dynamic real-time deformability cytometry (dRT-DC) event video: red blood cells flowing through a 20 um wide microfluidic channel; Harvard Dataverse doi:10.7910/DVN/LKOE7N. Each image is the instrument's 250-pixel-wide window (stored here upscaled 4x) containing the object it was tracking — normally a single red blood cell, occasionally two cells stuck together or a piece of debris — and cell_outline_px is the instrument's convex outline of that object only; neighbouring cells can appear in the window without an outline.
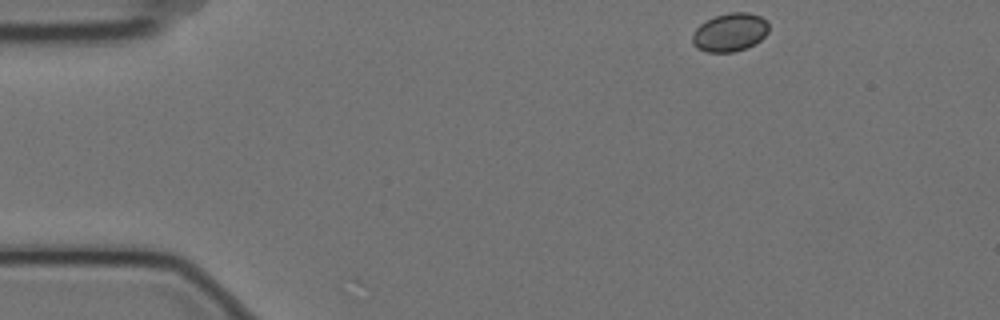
{"species": "Egyptian fruit bat (a non-hibernating species)", "species_latin": "Rousettus aegyptiacus", "temperature_condition": "cold", "stored_images_in_passage": 6, "camera_frame_rate_fps": 3000, "um_per_image_px": 0.085, "animal": {"sex": "female"}, "frame": {"image": 1, "passage_image": 1, "time_ms": 0.0, "image_size_px": [1000, 320], "cell_outline_px": [[768, 32], [760, 40], [744, 48], [732, 52], [708, 52], [696, 48], [692, 44], [692, 36], [696, 28], [700, 24], [716, 16], [728, 12], [748, 12], [760, 16], [768, 20]], "centroid_in_image_um": [62.04, 2.73], "position_along_channel_um": 23.0, "area_um2": 16.99}}
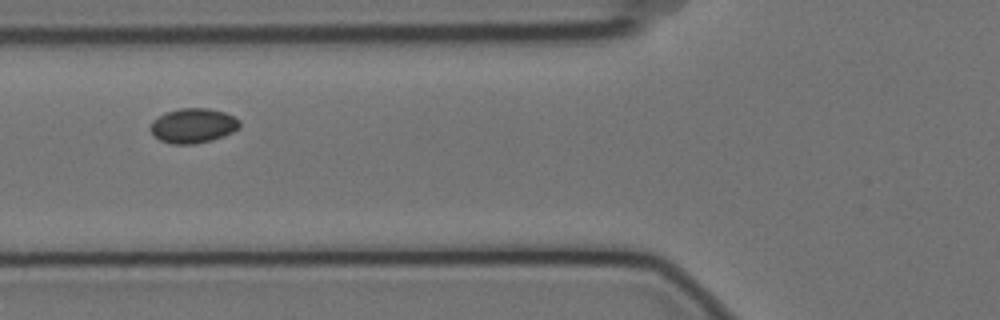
{"frame": {"image": 2, "passage_image": 5, "time_ms": 1.333, "image_size_px": [1000, 320], "cell_outline_px": [[240, 128], [224, 136], [212, 140], [192, 144], [172, 144], [160, 140], [152, 136], [148, 128], [152, 120], [164, 112], [180, 108], [208, 108], [224, 112], [240, 120]], "centroid_in_image_um": [16.37, 10.68], "position_along_channel_um": 109.4, "area_um2": 18.32}}
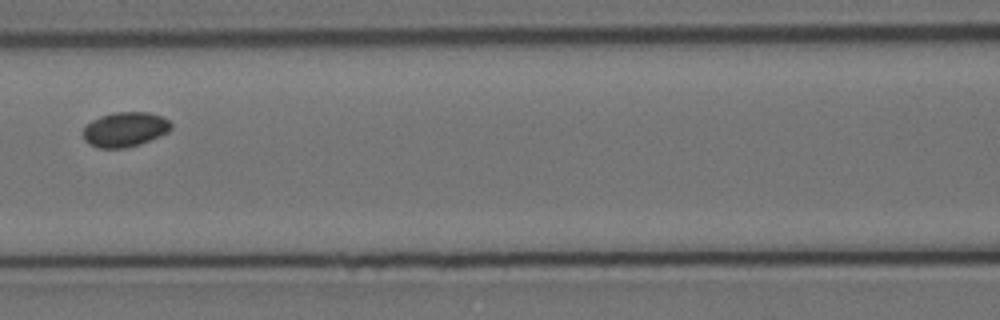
{"frame": {"image": 3, "passage_image": 6, "time_ms": 1.667, "image_size_px": [1000, 320], "cell_outline_px": [[172, 128], [168, 132], [160, 136], [140, 144], [124, 148], [96, 148], [88, 144], [84, 140], [84, 128], [92, 120], [100, 116], [116, 112], [148, 112], [160, 116], [168, 120], [172, 124]], "centroid_in_image_um": [10.62, 11.01], "position_along_channel_um": 156.0, "area_um2": 17.8}}